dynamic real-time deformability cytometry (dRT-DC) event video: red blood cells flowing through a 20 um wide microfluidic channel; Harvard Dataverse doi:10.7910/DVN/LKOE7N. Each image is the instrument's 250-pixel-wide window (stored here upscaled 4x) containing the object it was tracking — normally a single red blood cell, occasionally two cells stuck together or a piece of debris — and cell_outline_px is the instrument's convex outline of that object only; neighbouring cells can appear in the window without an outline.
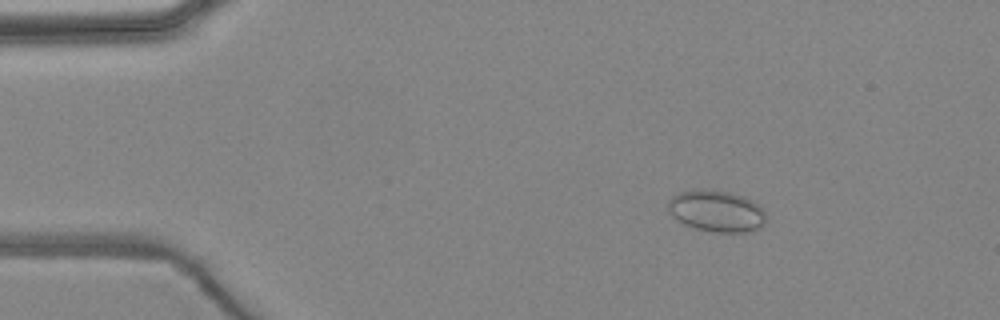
{"species": "common noctule bat (a hibernating species)", "species_latin": "Nyctalus noctula", "temperature_condition": "warm", "stored_images_in_passage": 6, "camera_frame_rate_fps": 3000, "um_per_image_px": 0.085, "animal": {"sex": "female", "body_mass_g": 24.6, "forearm_length_mm": 56.2}, "frame": {"image": 1, "passage_image": 3, "time_ms": 2.333, "image_size_px": [1000, 320], "cell_outline_px": [[764, 220], [760, 228], [744, 232], [716, 232], [696, 228], [684, 224], [672, 216], [668, 212], [668, 200], [672, 196], [680, 192], [700, 188], [704, 188], [728, 192], [744, 196], [752, 200], [764, 212]], "centroid_in_image_um": [60.85, 17.92], "position_along_channel_um": 24.2, "area_um2": 23.58}}